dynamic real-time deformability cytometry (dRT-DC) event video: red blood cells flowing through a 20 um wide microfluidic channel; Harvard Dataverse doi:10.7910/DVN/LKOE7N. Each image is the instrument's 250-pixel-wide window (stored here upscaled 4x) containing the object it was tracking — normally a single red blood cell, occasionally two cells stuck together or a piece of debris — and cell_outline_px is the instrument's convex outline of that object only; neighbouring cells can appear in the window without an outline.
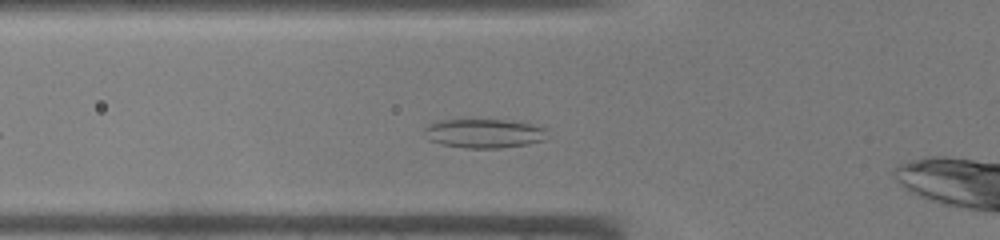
{"species": "common noctule bat (a hibernating species)", "species_latin": "Nyctalus noctula", "temperature_condition": "warm", "stored_images_in_passage": 34, "camera_frame_rate_fps": 3000, "um_per_image_px": 0.085, "animal": {"sex": "male", "body_mass_g": 19.0, "forearm_length_mm": 50.8}, "frame": {"image": 1, "passage_image": 7, "time_ms": 2.0, "image_size_px": [1000, 240], "cell_outline_px": [[548, 128], [544, 140], [528, 144], [500, 148], [464, 148], [440, 144], [428, 140], [424, 128], [428, 124], [436, 120], [504, 120], [532, 124]], "centroid_in_image_um": [41.13, 11.34], "position_along_channel_um": 84.7, "area_um2": 20.92}}
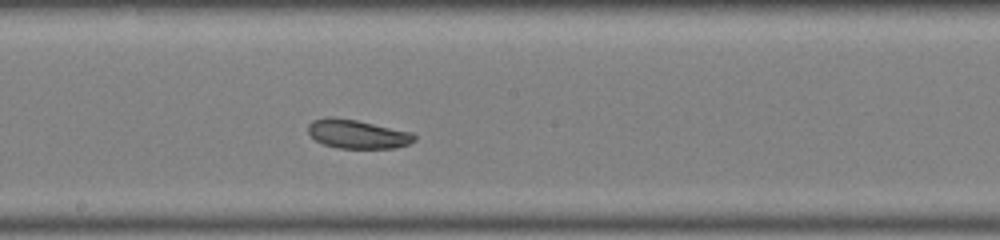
{"frame": {"image": 2, "passage_image": 16, "time_ms": 5.0, "image_size_px": [1000, 240], "cell_outline_px": [[416, 140], [408, 144], [396, 148], [340, 148], [324, 144], [316, 140], [308, 132], [308, 124], [312, 120], [328, 116], [332, 116], [356, 120], [412, 132], [416, 136]], "centroid_in_image_um": [30.38, 11.39], "position_along_channel_um": 217.8, "area_um2": 17.86}}
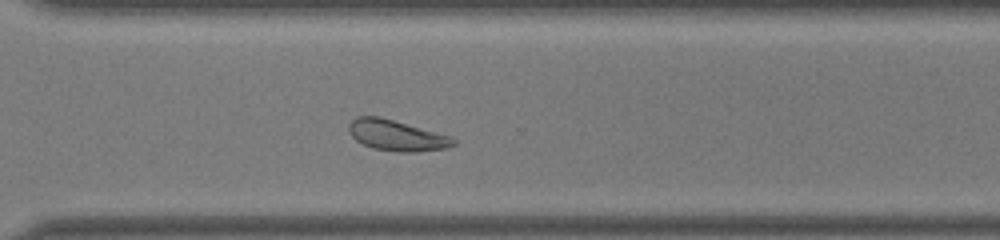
{"frame": {"image": 3, "passage_image": 24, "time_ms": 7.667, "image_size_px": [1000, 240], "cell_outline_px": [[456, 144], [448, 148], [416, 152], [396, 152], [372, 148], [356, 140], [348, 132], [348, 124], [356, 116], [380, 116], [452, 136], [456, 140]], "centroid_in_image_um": [33.72, 11.51], "position_along_channel_um": 336.9, "area_um2": 19.02}}